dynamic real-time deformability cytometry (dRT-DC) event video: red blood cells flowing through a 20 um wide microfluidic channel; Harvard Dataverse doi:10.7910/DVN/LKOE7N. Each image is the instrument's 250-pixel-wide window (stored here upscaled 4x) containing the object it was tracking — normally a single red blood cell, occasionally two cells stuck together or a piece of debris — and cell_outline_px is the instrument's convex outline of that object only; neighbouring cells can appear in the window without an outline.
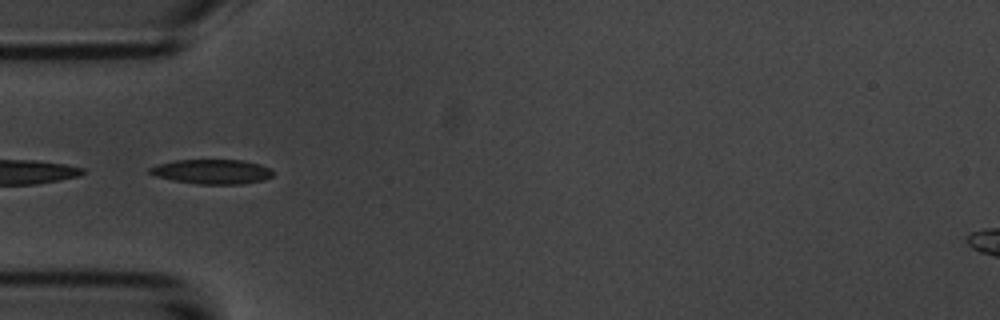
{"species": "common noctule bat (a hibernating species)", "species_latin": "Nyctalus noctula", "temperature_condition": "room temperature", "stored_images_in_passage": 5, "camera_frame_rate_fps": 3000, "um_per_image_px": 0.085, "animal": {"sex": "male", "body_mass_g": 20.1, "forearm_length_mm": 53.5}, "frame": {"image": 1, "passage_image": 4, "time_ms": 3.333, "image_size_px": [1000, 320], "cell_outline_px": [[272, 176], [264, 180], [240, 184], [196, 184], [172, 180], [156, 176], [148, 172], [148, 168], [156, 164], [176, 160], [244, 160], [260, 164], [268, 168], [272, 172]], "centroid_in_image_um": [17.98, 14.59], "position_along_channel_um": 67.0, "area_um2": 17.69}}